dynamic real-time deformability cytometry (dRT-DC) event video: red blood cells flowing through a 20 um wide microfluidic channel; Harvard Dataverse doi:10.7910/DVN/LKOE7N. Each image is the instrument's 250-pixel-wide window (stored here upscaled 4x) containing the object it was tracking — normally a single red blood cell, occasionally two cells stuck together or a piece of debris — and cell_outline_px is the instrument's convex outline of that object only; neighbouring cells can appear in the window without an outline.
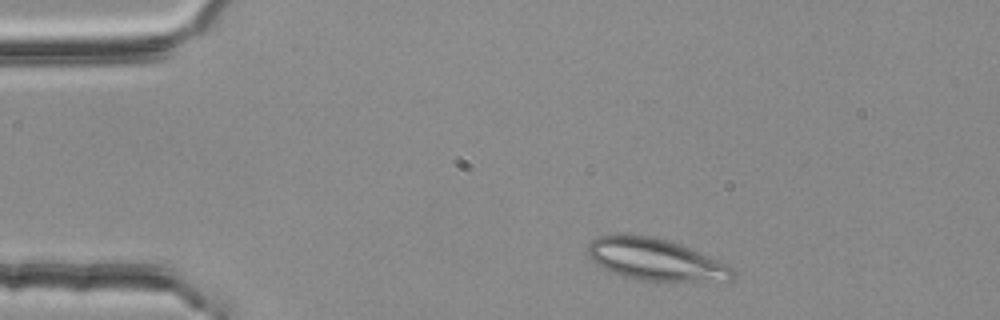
{"species": "common noctule bat (a hibernating species)", "species_latin": "Nyctalus noctula", "temperature_condition": "room temperature", "stored_images_in_passage": 44, "camera_frame_rate_fps": 3000, "um_per_image_px": 0.085, "animal": {"sex": "female", "body_mass_g": 25.1}, "frame": {"image": 1, "passage_image": 4, "time_ms": 1.0, "image_size_px": [1000, 320], "cell_outline_px": [[736, 272], [732, 280], [656, 284], [624, 276], [612, 272], [604, 268], [592, 260], [588, 256], [588, 244], [592, 240], [600, 236], [656, 236], [680, 244], [728, 264]], "centroid_in_image_um": [55.8, 22.13], "position_along_channel_um": 29.2, "area_um2": 35.84}}
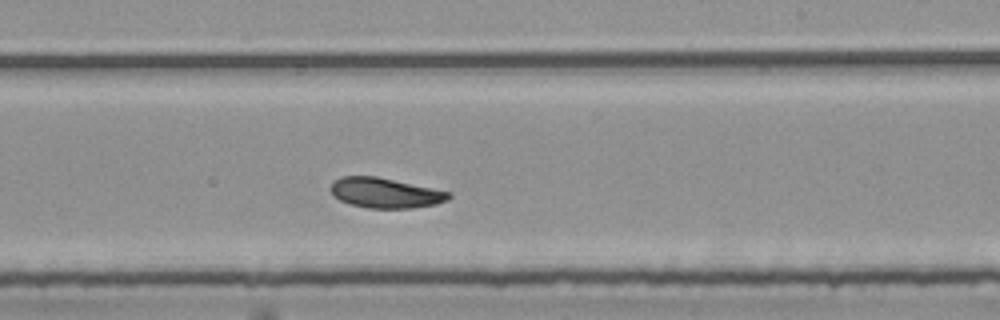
{"frame": {"image": 2, "passage_image": 27, "time_ms": 8.667, "image_size_px": [1000, 320], "cell_outline_px": [[452, 196], [448, 200], [436, 204], [412, 208], [368, 208], [352, 204], [340, 200], [332, 196], [328, 188], [336, 180], [344, 176], [376, 176], [452, 192]], "centroid_in_image_um": [32.76, 16.4], "position_along_channel_um": 256.2, "area_um2": 20.75}}
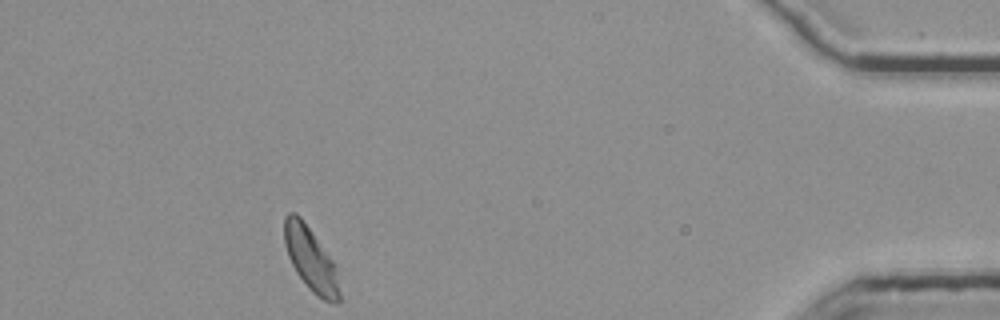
{"frame": {"image": 3, "passage_image": 44, "time_ms": 14.333, "image_size_px": [1000, 320], "cell_outline_px": [[340, 300], [336, 304], [332, 304], [316, 296], [308, 288], [296, 272], [288, 256], [284, 240], [284, 216], [288, 212], [296, 212], [300, 216], [312, 232], [332, 260], [340, 292]], "centroid_in_image_um": [26.38, 22.03], "position_along_channel_um": 408.8, "area_um2": 20.23}, "authors_computed_cell_mechanics": {"area_um2": 21.2993, "velocity_mm_per_s": 3.7357, "shape_relaxation_time_tau1_ms": null, "shape_relaxation_time_tau2_ms": 8.6725, "deformation_change_tau1": null, "deformation_change_tau2": 0.1089}}